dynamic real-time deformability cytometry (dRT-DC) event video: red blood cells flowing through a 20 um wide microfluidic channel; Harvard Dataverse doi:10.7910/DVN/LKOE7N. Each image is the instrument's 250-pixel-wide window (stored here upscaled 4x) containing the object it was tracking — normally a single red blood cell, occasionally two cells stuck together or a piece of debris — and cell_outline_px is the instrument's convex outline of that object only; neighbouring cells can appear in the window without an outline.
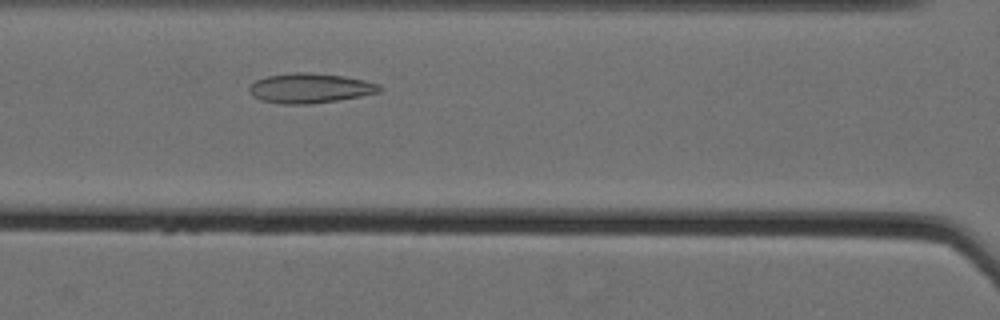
{"species": "Egyptian fruit bat (a non-hibernating species)", "species_latin": "Rousettus aegyptiacus", "temperature_condition": "cold", "stored_images_in_passage": 36, "camera_frame_rate_fps": 3000, "um_per_image_px": 0.085, "animal": {"sex": "female"}, "frame": {"image": 1, "passage_image": 13, "time_ms": 4.0, "image_size_px": [1000, 320], "cell_outline_px": [[380, 92], [360, 96], [336, 100], [308, 104], [284, 104], [260, 100], [252, 96], [248, 88], [256, 80], [268, 76], [292, 72], [312, 72], [344, 76], [364, 80], [380, 84]], "centroid_in_image_um": [26.34, 7.48], "position_along_channel_um": 140.3, "area_um2": 22.54}}
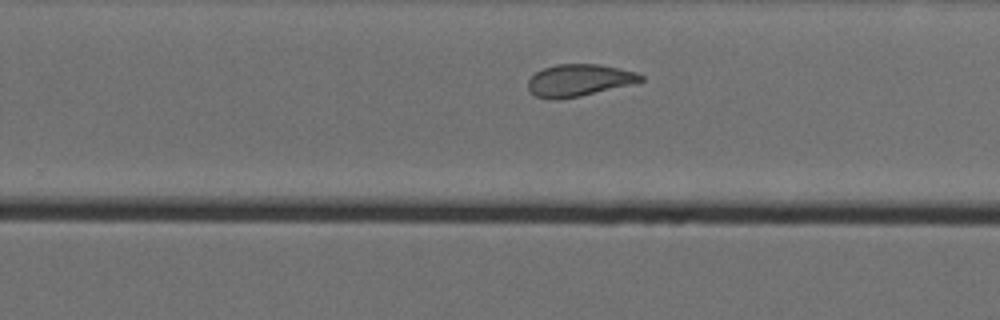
{"frame": {"image": 2, "passage_image": 25, "time_ms": 8.0, "image_size_px": [1000, 320], "cell_outline_px": [[644, 80], [632, 84], [580, 96], [556, 100], [552, 100], [536, 96], [528, 88], [528, 80], [536, 72], [544, 68], [556, 64], [600, 64], [636, 72], [644, 76]], "centroid_in_image_um": [49.22, 6.82], "position_along_channel_um": 280.6, "area_um2": 20.98}}
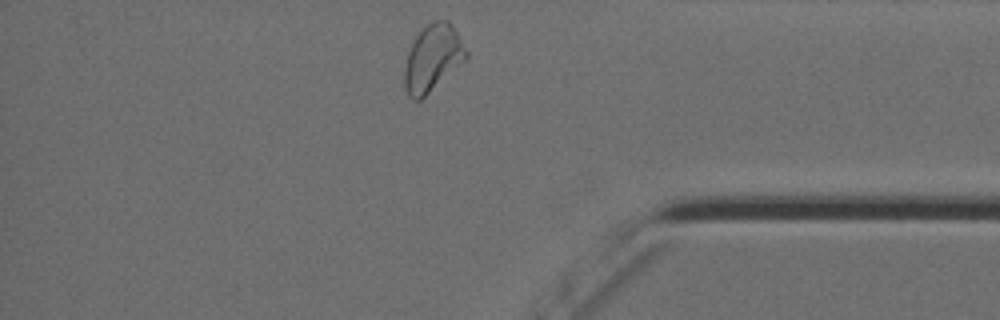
{"frame": {"image": 3, "passage_image": 36, "time_ms": 11.667, "image_size_px": [1000, 320], "cell_outline_px": [[468, 56], [464, 60], [420, 100], [412, 100], [408, 96], [404, 88], [404, 68], [408, 52], [416, 36], [428, 24], [436, 20], [448, 20], [456, 32], [468, 52]], "centroid_in_image_um": [36.74, 4.95], "position_along_channel_um": 398.5, "area_um2": 23.35}, "authors_computed_cell_mechanics": {"area_um2": 21.8195, "velocity_mm_per_s": 3.5186, "shape_relaxation_time_tau1_ms": 7.3138, "shape_relaxation_time_tau2_ms": 1.4668, "deformation_change_tau1": 0.1453, "deformation_change_tau2": 0.0779}}